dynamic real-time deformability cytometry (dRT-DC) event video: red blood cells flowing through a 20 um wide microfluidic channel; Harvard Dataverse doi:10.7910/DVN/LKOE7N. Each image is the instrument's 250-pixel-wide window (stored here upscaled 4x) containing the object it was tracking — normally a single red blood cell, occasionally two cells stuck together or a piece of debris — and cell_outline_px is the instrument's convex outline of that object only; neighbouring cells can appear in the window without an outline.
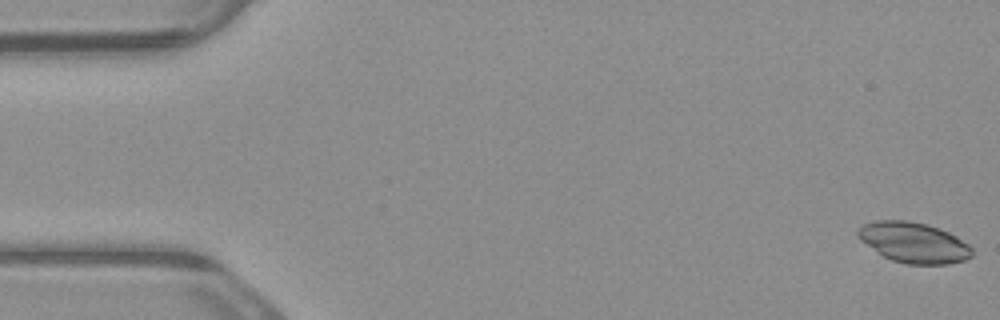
{"species": "common noctule bat (a hibernating species)", "species_latin": "Nyctalus noctula", "temperature_condition": "warm", "stored_images_in_passage": 5, "camera_frame_rate_fps": 3000, "um_per_image_px": 0.085, "animal": {"sex": "male", "body_mass_g": 23.1, "forearm_length_mm": 52.7}, "frame": {"image": 1, "passage_image": 1, "time_ms": 0.0, "image_size_px": [1000, 320], "cell_outline_px": [[972, 256], [964, 260], [948, 264], [908, 264], [892, 260], [884, 256], [860, 240], [856, 236], [856, 232], [864, 224], [876, 220], [908, 220], [924, 224], [948, 232], [956, 236], [968, 244], [972, 248]], "centroid_in_image_um": [77.66, 20.61], "position_along_channel_um": 7.3, "area_um2": 26.65}}